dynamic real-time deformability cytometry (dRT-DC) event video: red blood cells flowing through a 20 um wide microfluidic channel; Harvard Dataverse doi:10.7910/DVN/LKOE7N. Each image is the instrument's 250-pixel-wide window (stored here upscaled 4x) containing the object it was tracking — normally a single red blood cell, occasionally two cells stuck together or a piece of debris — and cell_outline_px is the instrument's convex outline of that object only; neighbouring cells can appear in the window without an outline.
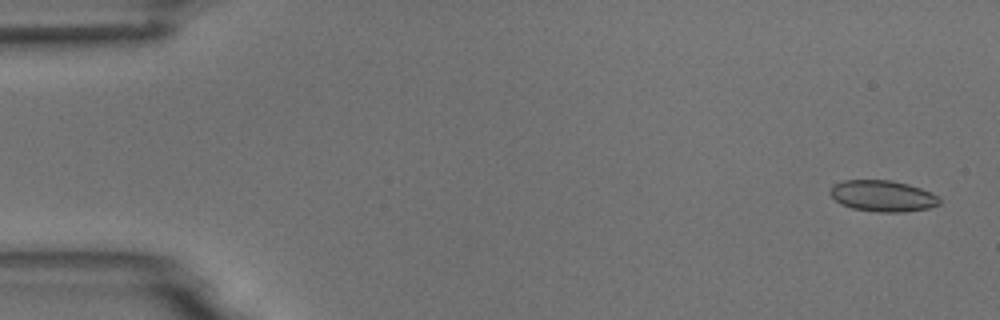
{"species": "common noctule bat (a hibernating species)", "species_latin": "Nyctalus noctula", "temperature_condition": "room temperature", "stored_images_in_passage": 6, "camera_frame_rate_fps": 3000, "um_per_image_px": 0.085, "animal": {"sex": "male", "body_mass_g": 18.8}, "frame": {"image": 1, "passage_image": 1, "time_ms": 0.0, "image_size_px": [1000, 320], "cell_outline_px": [[940, 204], [928, 208], [904, 212], [876, 212], [852, 208], [840, 204], [828, 192], [832, 184], [844, 180], [892, 180], [908, 184], [920, 188], [936, 196], [940, 200]], "centroid_in_image_um": [74.98, 16.65], "position_along_channel_um": 10.0, "area_um2": 19.88}}